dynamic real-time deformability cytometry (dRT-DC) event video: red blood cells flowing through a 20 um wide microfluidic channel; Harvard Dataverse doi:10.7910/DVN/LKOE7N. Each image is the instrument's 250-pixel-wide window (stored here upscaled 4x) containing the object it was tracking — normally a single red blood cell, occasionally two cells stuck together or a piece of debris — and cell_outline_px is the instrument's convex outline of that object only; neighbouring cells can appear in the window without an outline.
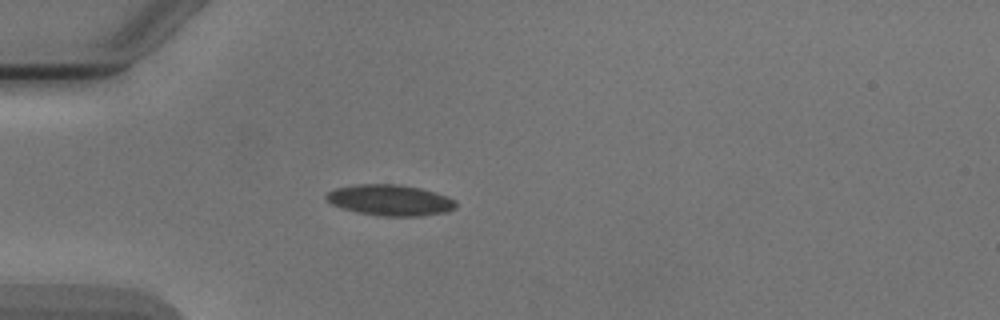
{"species": "Egyptian fruit bat (a non-hibernating species)", "species_latin": "Rousettus aegyptiacus", "temperature_condition": "cold", "stored_images_in_passage": 6, "camera_frame_rate_fps": 3000, "um_per_image_px": 0.085, "animal": {"sex": "male"}, "frame": {"image": 1, "passage_image": 5, "time_ms": 4.667, "image_size_px": [1000, 320], "cell_outline_px": [[456, 208], [448, 212], [420, 216], [380, 216], [356, 212], [332, 204], [324, 196], [328, 192], [336, 188], [356, 184], [400, 184], [420, 188], [456, 200]], "centroid_in_image_um": [33.16, 17.02], "position_along_channel_um": 51.8, "area_um2": 23.29}}